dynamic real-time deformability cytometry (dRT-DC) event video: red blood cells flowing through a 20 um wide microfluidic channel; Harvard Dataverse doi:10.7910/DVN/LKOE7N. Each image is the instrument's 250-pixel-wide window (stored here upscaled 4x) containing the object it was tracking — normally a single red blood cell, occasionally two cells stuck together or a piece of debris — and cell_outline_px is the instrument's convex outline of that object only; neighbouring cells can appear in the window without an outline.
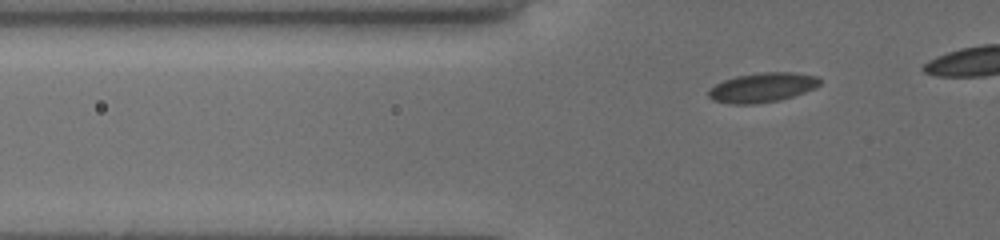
{"species": "common noctule bat (a hibernating species)", "species_latin": "Nyctalus noctula", "temperature_condition": "cold", "stored_images_in_passage": 45, "camera_frame_rate_fps": 3000, "um_per_image_px": 0.085, "animal": {"sex": "female", "body_mass_g": 19.5, "forearm_length_mm": 54.1}, "frame": {"image": 1, "passage_image": 8, "time_ms": 2.0, "image_size_px": [1000, 240], "cell_outline_px": [[820, 84], [804, 92], [792, 96], [776, 100], [756, 104], [732, 104], [712, 100], [708, 96], [708, 92], [716, 84], [724, 80], [736, 76], [760, 72], [792, 72], [820, 76]], "centroid_in_image_um": [64.79, 7.42], "position_along_channel_um": 61.0, "area_um2": 18.96}}
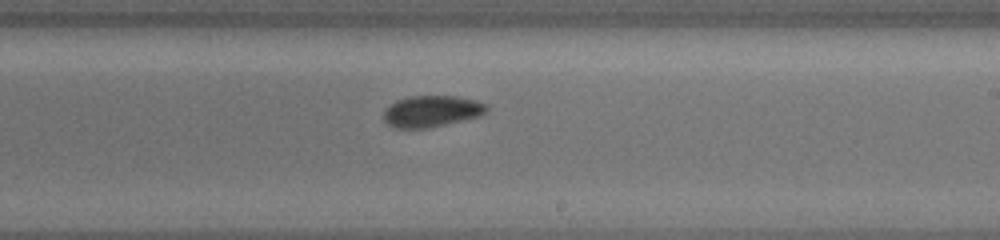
{"frame": {"image": 2, "passage_image": 28, "time_ms": 7.333, "image_size_px": [1000, 240], "cell_outline_px": [[488, 108], [480, 116], [444, 124], [424, 128], [396, 128], [388, 124], [384, 120], [384, 108], [396, 100], [408, 96], [456, 96], [476, 100], [488, 104]], "centroid_in_image_um": [36.67, 9.44], "position_along_channel_um": 252.3, "area_um2": 18.79}}
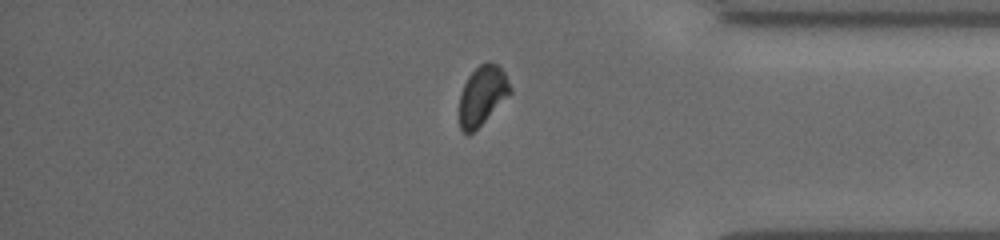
{"frame": {"image": 3, "passage_image": 44, "time_ms": 11.333, "image_size_px": [1000, 240], "cell_outline_px": [[512, 92], [468, 136], [460, 128], [460, 92], [468, 76], [480, 64], [488, 60], [496, 64], [504, 72], [512, 88]], "centroid_in_image_um": [40.99, 8.07], "position_along_channel_um": 394.2, "area_um2": 17.22}}